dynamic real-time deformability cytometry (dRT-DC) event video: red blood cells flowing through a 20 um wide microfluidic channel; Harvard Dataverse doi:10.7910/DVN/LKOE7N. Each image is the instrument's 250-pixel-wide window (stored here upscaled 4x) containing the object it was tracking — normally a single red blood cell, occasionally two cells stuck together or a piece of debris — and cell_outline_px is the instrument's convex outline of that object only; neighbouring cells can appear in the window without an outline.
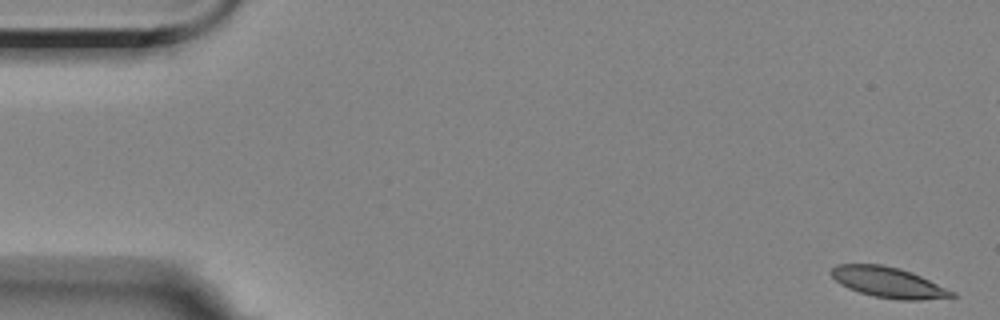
{"species": "Egyptian fruit bat (a non-hibernating species)", "species_latin": "Rousettus aegyptiacus", "temperature_condition": "room temperature", "stored_images_in_passage": 6, "camera_frame_rate_fps": 3000, "um_per_image_px": 0.085, "animal": {"sex": "female"}, "frame": {"image": 1, "passage_image": 1, "time_ms": 0.0, "image_size_px": [1000, 320], "cell_outline_px": [[956, 296], [920, 300], [900, 300], [872, 296], [848, 288], [840, 284], [828, 272], [836, 264], [880, 264], [900, 268], [912, 272], [956, 292]], "centroid_in_image_um": [75.49, 23.99], "position_along_channel_um": 9.5, "area_um2": 21.5}}